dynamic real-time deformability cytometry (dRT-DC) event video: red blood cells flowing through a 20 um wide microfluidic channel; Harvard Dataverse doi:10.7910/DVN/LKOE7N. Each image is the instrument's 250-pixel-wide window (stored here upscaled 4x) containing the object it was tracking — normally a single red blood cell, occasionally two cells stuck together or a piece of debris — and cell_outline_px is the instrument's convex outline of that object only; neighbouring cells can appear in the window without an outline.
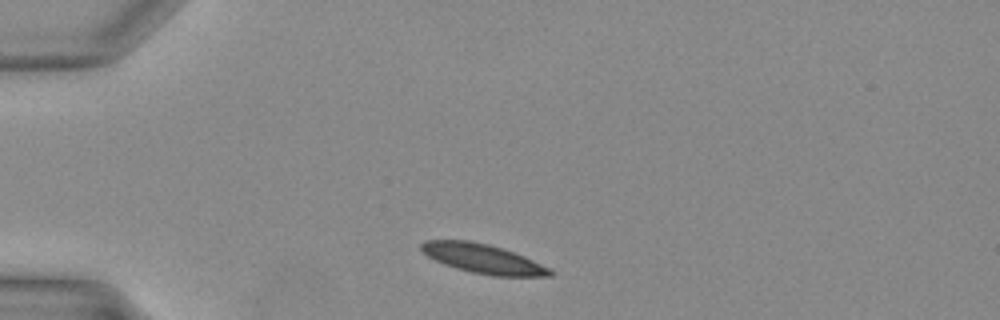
{"species": "Egyptian fruit bat (a non-hibernating species)", "species_latin": "Rousettus aegyptiacus", "temperature_condition": "warm", "stored_images_in_passage": 31, "camera_frame_rate_fps": 3000, "um_per_image_px": 0.085, "animal": {"sex": "female"}, "frame": {"image": 1, "passage_image": 2, "time_ms": 0.333, "image_size_px": [1000, 320], "cell_outline_px": [[552, 276], [492, 276], [472, 272], [456, 268], [444, 264], [428, 256], [420, 248], [420, 244], [424, 240], [468, 240], [488, 244], [504, 248], [524, 256], [552, 268]], "centroid_in_image_um": [41.08, 21.98], "position_along_channel_um": 43.9, "area_um2": 22.02}}
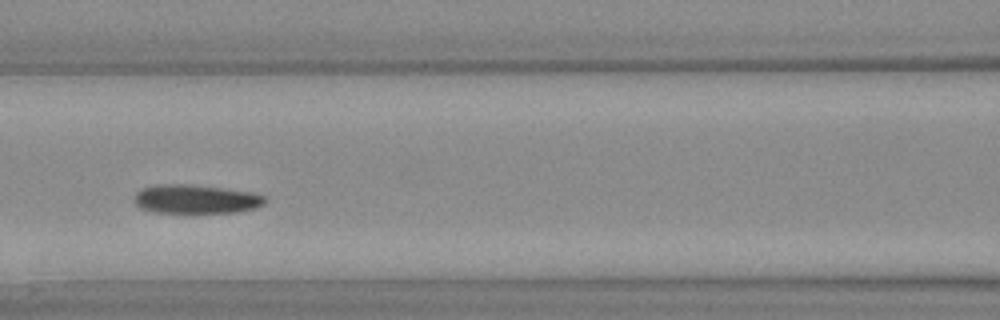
{"frame": {"image": 2, "passage_image": 10, "time_ms": 3.0, "image_size_px": [1000, 320], "cell_outline_px": [[268, 200], [264, 204], [256, 208], [236, 212], [192, 216], [152, 212], [140, 208], [132, 200], [136, 192], [140, 188], [156, 184], [184, 184], [220, 188], [252, 192], [264, 196]], "centroid_in_image_um": [16.6, 16.98], "position_along_channel_um": 150.0, "area_um2": 23.24}}
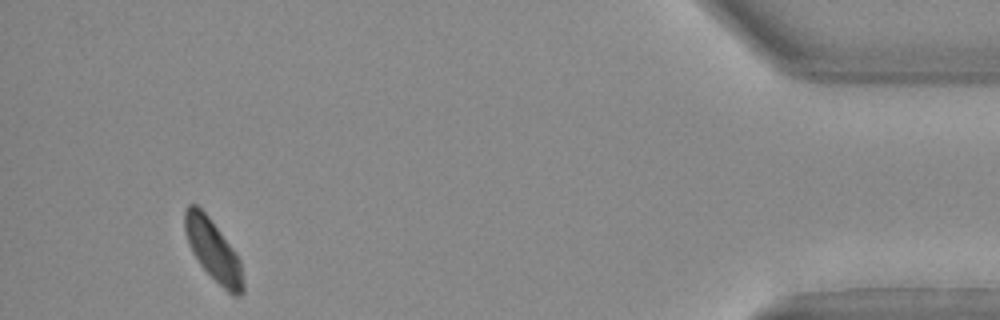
{"frame": {"image": 3, "passage_image": 29, "time_ms": 9.333, "image_size_px": [1000, 320], "cell_outline_px": [[244, 292], [240, 296], [232, 296], [200, 264], [192, 252], [184, 228], [184, 208], [188, 204], [196, 204], [208, 216], [232, 248], [240, 260], [244, 284]], "centroid_in_image_um": [18.12, 21.28], "position_along_channel_um": 417.1, "area_um2": 20.4}}